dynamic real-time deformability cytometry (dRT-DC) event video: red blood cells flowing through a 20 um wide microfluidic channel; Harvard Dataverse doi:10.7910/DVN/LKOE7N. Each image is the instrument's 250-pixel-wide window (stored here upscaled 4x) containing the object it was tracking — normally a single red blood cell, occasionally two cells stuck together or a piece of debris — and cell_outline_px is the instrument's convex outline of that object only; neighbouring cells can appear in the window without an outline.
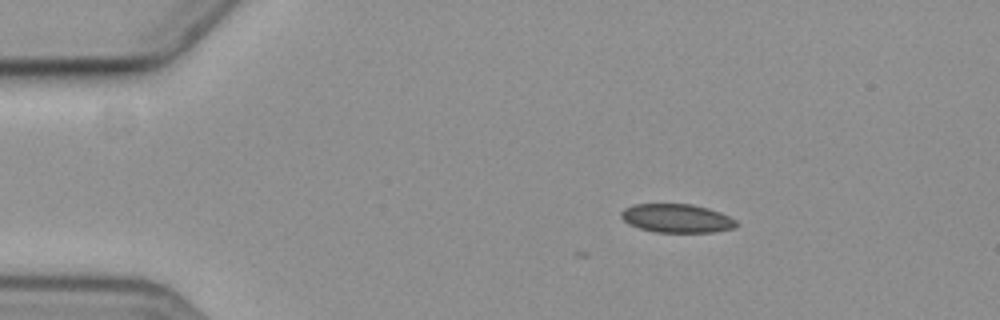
{"species": "common noctule bat (a hibernating species)", "species_latin": "Nyctalus noctula", "temperature_condition": "cold", "stored_images_in_passage": 4, "camera_frame_rate_fps": 3000, "um_per_image_px": 0.085, "animal": {"sex": "female", "body_mass_g": 19.3, "forearm_length_mm": 54.1}, "frame": {"image": 1, "passage_image": 2, "time_ms": 1.333, "image_size_px": [1000, 320], "cell_outline_px": [[740, 224], [736, 228], [716, 232], [656, 232], [640, 228], [628, 224], [620, 216], [620, 212], [624, 208], [636, 204], [692, 204], [708, 208], [720, 212], [736, 220]], "centroid_in_image_um": [57.56, 18.56], "position_along_channel_um": 27.4, "area_um2": 19.36}}